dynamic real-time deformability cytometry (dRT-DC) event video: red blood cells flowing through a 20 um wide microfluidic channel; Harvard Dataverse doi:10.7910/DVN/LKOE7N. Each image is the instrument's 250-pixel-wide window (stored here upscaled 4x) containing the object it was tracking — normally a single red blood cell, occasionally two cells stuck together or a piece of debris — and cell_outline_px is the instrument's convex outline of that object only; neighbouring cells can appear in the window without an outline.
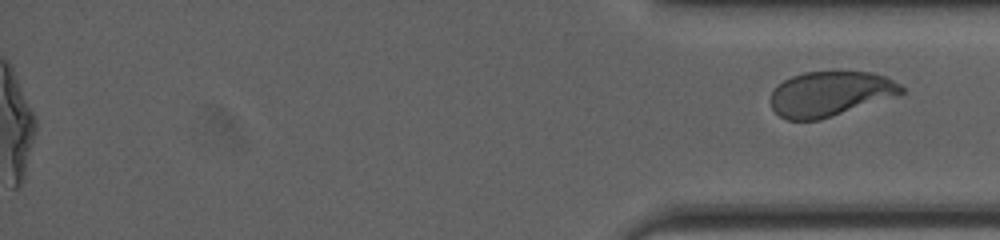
{"species": "human", "species_latin": "Homo sapiens", "temperature_condition": "cold", "stored_images_in_passage": 54, "segment_of_instrument_passage": [2, 2], "camera_frame_rate_fps": 3000, "um_per_image_px": 0.085, "donor": {"sex": "female"}, "frame": {"image": 1, "passage_image": 54, "time_ms": 17.667, "image_size_px": [1000, 240], "cell_outline_px": [[904, 92], [896, 96], [820, 120], [788, 120], [780, 116], [772, 108], [772, 92], [784, 80], [792, 76], [804, 72], [872, 72], [884, 76], [900, 84], [904, 88]], "centroid_in_image_um": [70.58, 7.98], "position_along_channel_um": 364.6, "area_um2": 33.87}}